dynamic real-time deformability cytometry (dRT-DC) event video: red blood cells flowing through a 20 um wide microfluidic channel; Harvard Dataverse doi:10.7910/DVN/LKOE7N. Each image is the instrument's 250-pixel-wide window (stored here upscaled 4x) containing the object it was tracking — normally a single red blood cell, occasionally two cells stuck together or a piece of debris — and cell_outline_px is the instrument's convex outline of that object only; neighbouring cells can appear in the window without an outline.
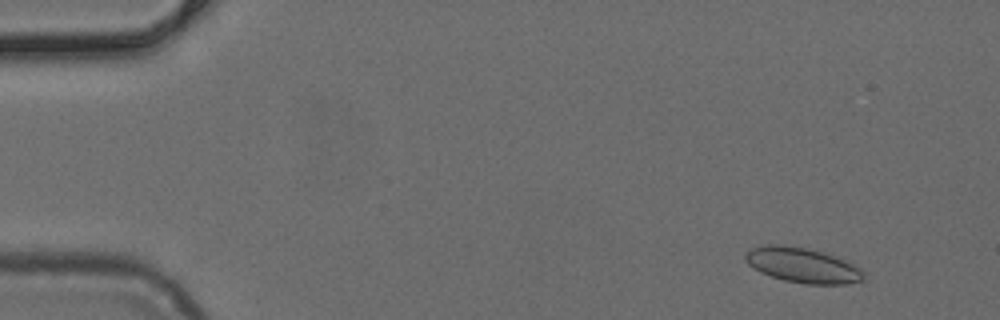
{"species": "common noctule bat (a hibernating species)", "species_latin": "Nyctalus noctula", "temperature_condition": "cold", "stored_images_in_passage": 51, "camera_frame_rate_fps": 3000, "um_per_image_px": 0.085, "animal": {"sex": "female", "body_mass_g": 24.6, "forearm_length_mm": 56.2}, "frame": {"image": 1, "passage_image": 5, "time_ms": 1.333, "image_size_px": [1000, 320], "cell_outline_px": [[864, 276], [860, 280], [844, 284], [804, 284], [784, 280], [760, 272], [748, 264], [744, 260], [744, 252], [752, 248], [764, 244], [784, 244], [824, 252], [844, 260], [860, 268], [864, 272]], "centroid_in_image_um": [68.15, 22.53], "position_along_channel_um": 16.8, "area_um2": 24.1}}
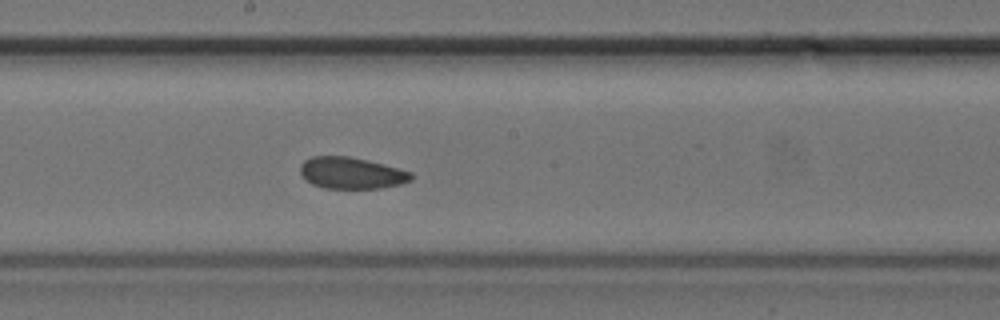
{"frame": {"image": 2, "passage_image": 28, "time_ms": 9.0, "image_size_px": [1000, 320], "cell_outline_px": [[412, 180], [400, 184], [380, 188], [324, 188], [312, 184], [300, 172], [300, 164], [304, 160], [312, 156], [348, 156], [368, 160], [384, 164], [412, 172]], "centroid_in_image_um": [29.87, 14.7], "position_along_channel_um": 218.3, "area_um2": 20.35}}
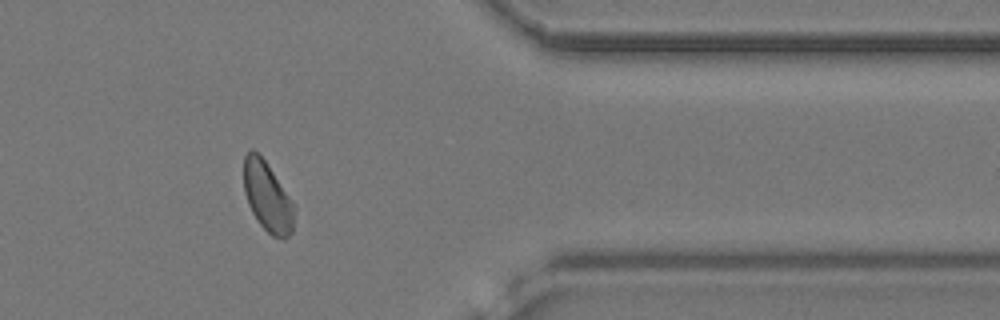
{"frame": {"image": 3, "passage_image": 42, "time_ms": 13.667, "image_size_px": [1000, 320], "cell_outline_px": [[296, 208], [292, 232], [284, 240], [272, 236], [260, 224], [252, 212], [248, 204], [244, 192], [244, 156], [252, 148], [264, 160], [296, 204]], "centroid_in_image_um": [22.77, 16.76], "position_along_channel_um": 388.6, "area_um2": 20.69}}